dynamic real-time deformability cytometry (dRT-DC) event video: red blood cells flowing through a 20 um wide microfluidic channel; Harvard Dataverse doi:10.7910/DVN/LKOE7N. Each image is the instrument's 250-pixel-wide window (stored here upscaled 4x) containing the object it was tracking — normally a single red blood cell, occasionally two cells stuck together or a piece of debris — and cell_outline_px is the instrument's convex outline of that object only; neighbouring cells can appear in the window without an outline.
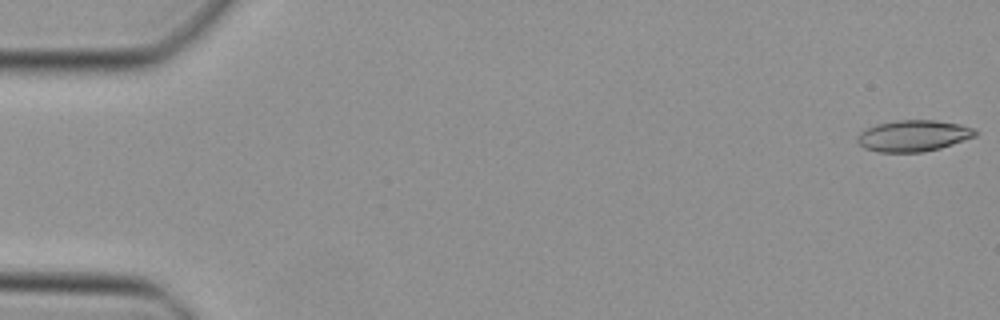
{"species": "Egyptian fruit bat (a non-hibernating species)", "species_latin": "Rousettus aegyptiacus", "temperature_condition": "cold", "stored_images_in_passage": 44, "camera_frame_rate_fps": 3000, "um_per_image_px": 0.085, "animal": {"sex": "female"}, "frame": {"image": 1, "passage_image": 1, "time_ms": 0.0, "image_size_px": [1000, 320], "cell_outline_px": [[980, 132], [976, 136], [940, 148], [924, 152], [880, 152], [864, 148], [856, 140], [856, 136], [860, 132], [876, 124], [896, 120], [936, 120], [960, 124], [976, 128]], "centroid_in_image_um": [77.67, 11.53], "position_along_channel_um": 7.3, "area_um2": 21.68}}
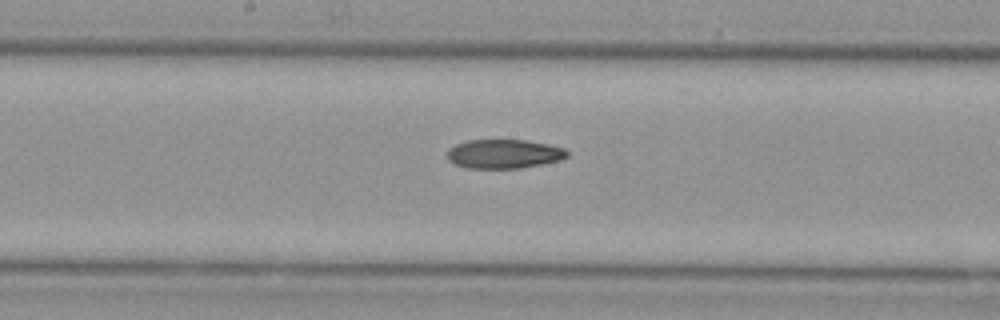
{"frame": {"image": 2, "passage_image": 25, "time_ms": 8.0, "image_size_px": [1000, 320], "cell_outline_px": [[568, 156], [560, 160], [520, 168], [464, 168], [448, 160], [448, 148], [456, 144], [468, 140], [528, 140], [548, 144], [564, 148], [568, 152]], "centroid_in_image_um": [42.83, 13.07], "position_along_channel_um": 205.4, "area_um2": 20.29}}
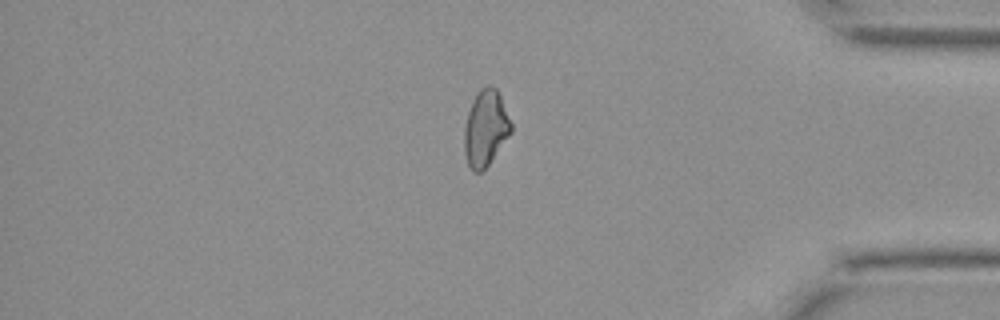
{"frame": {"image": 3, "passage_image": 40, "time_ms": 13.0, "image_size_px": [1000, 320], "cell_outline_px": [[512, 132], [488, 164], [480, 172], [472, 172], [468, 164], [464, 152], [464, 128], [468, 112], [472, 100], [480, 88], [488, 84], [496, 88], [500, 96], [512, 124]], "centroid_in_image_um": [41.26, 10.88], "position_along_channel_um": 393.9, "area_um2": 20.63}}